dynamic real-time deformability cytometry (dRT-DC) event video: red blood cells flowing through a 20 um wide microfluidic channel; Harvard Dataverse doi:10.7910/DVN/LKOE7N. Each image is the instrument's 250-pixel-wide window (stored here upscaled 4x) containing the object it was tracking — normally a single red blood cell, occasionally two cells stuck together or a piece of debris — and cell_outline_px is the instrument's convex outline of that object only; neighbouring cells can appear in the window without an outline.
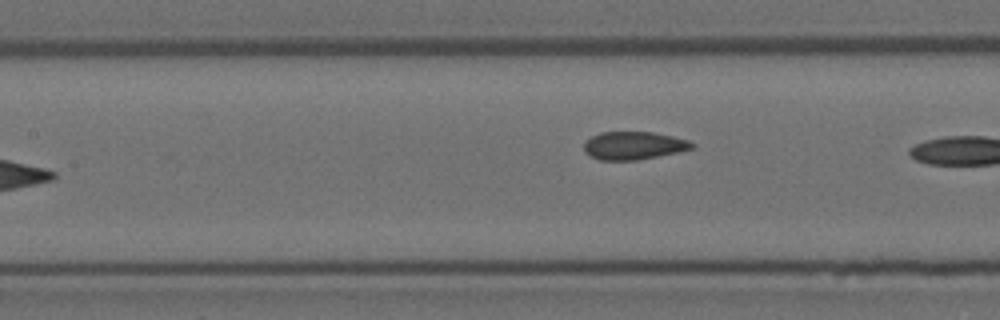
{"species": "Egyptian fruit bat (a non-hibernating species)", "species_latin": "Rousettus aegyptiacus", "temperature_condition": "room temperature", "stored_images_in_passage": 8, "camera_frame_rate_fps": 3000, "um_per_image_px": 0.085, "animal": {"sex": "female"}, "frame": {"image": 1, "passage_image": 8, "time_ms": 2.333, "image_size_px": [1000, 320], "cell_outline_px": [[696, 148], [680, 152], [636, 160], [600, 160], [584, 152], [584, 140], [600, 132], [652, 132], [672, 136], [688, 140], [696, 144]], "centroid_in_image_um": [53.89, 12.37], "position_along_channel_um": 153.5, "area_um2": 17.74}}